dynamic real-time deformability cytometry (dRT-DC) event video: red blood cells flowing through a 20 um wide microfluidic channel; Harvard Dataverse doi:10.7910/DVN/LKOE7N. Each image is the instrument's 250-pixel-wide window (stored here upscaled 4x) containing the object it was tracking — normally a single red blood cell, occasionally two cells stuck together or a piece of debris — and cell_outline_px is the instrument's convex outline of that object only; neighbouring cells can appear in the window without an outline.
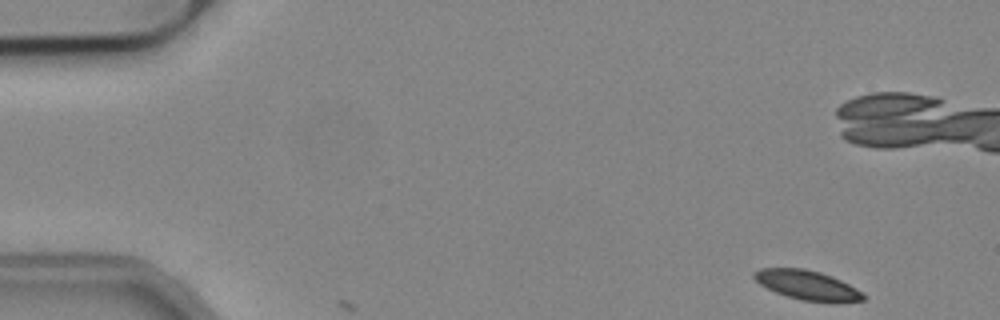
{"species": "common noctule bat (a hibernating species)", "species_latin": "Nyctalus noctula", "temperature_condition": "cold", "stored_images_in_passage": 2, "camera_frame_rate_fps": 3000, "um_per_image_px": 0.085, "animal": {"sex": "male", "body_mass_g": 19.2, "forearm_length_mm": 51.8}, "frame": {"image": 1, "passage_image": 1, "time_ms": 0.0, "image_size_px": [1000, 320], "cell_outline_px": [[864, 300], [804, 300], [788, 296], [776, 292], [760, 284], [752, 276], [752, 272], [760, 268], [804, 268], [820, 272], [832, 276], [856, 288], [864, 296]], "centroid_in_image_um": [68.52, 24.18], "position_along_channel_um": 16.5, "area_um2": 17.92}}